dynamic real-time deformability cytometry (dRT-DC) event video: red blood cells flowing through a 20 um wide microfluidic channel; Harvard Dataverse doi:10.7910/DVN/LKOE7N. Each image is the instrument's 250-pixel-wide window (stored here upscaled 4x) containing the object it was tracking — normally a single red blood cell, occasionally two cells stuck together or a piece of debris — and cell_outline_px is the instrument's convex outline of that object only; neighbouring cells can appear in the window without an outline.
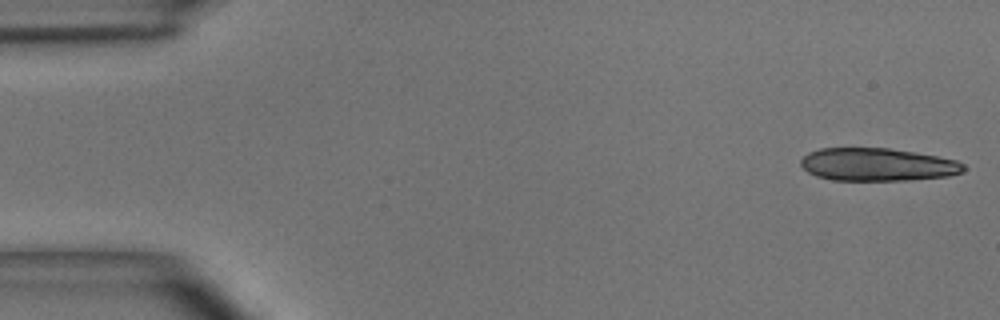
{"species": "common noctule bat (a hibernating species)", "species_latin": "Nyctalus noctula", "temperature_condition": "room temperature", "stored_images_in_passage": 49, "camera_frame_rate_fps": 3000, "um_per_image_px": 0.085, "animal": {"sex": "male", "body_mass_g": 15.6}, "frame": {"image": 1, "passage_image": 1, "time_ms": 0.0, "image_size_px": [1000, 320], "cell_outline_px": [[964, 168], [960, 172], [948, 176], [908, 180], [832, 180], [816, 176], [808, 172], [800, 164], [800, 160], [808, 152], [820, 148], [888, 148], [936, 156], [956, 160], [964, 164]], "centroid_in_image_um": [74.53, 13.99], "position_along_channel_um": 10.5, "area_um2": 30.98}}
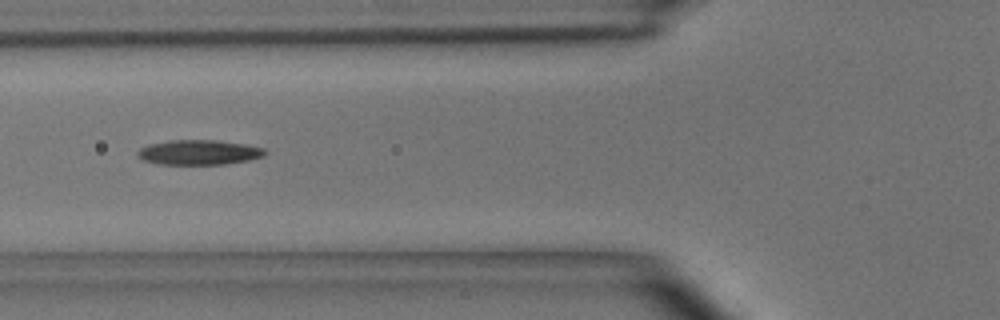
{"frame": {"image": 2, "passage_image": 18, "time_ms": 5.667, "image_size_px": [1000, 320], "cell_outline_px": [[268, 152], [264, 156], [248, 160], [224, 164], [160, 164], [144, 160], [136, 156], [136, 152], [140, 148], [148, 144], [172, 140], [220, 140], [244, 144], [264, 148]], "centroid_in_image_um": [16.91, 12.94], "position_along_channel_um": 108.9, "area_um2": 18.5}}
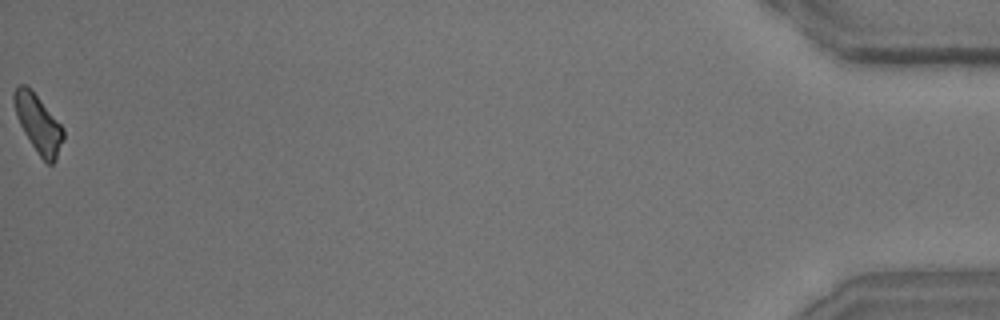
{"frame": {"image": 3, "passage_image": 49, "time_ms": 16.0, "image_size_px": [1000, 320], "cell_outline_px": [[64, 140], [56, 160], [52, 164], [48, 164], [40, 156], [24, 132], [16, 116], [12, 100], [12, 96], [16, 88], [20, 84], [24, 84], [36, 96], [64, 128]], "centroid_in_image_um": [3.26, 10.54], "position_along_channel_um": 431.9, "area_um2": 16.24}, "authors_computed_cell_mechanics": {"area_um2": 18.3804, "velocity_mm_per_s": 4.0673, "shape_relaxation_time_tau1_ms": 3.3735, "shape_relaxation_time_tau2_ms": 6.9039, "deformation_change_tau1": 0.1382, "deformation_change_tau2": 0.1664}}